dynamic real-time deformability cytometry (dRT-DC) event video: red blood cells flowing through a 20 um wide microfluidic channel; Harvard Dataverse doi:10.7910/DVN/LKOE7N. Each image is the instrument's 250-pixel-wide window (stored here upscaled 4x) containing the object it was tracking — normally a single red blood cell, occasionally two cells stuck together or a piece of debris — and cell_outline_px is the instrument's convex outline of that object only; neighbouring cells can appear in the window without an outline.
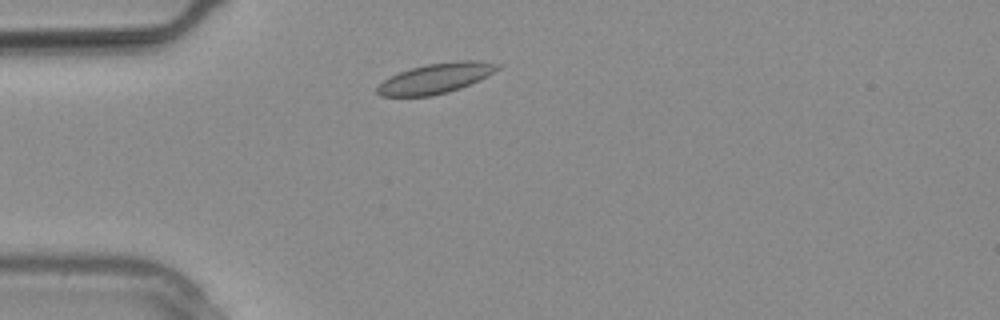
{"species": "common noctule bat (a hibernating species)", "species_latin": "Nyctalus noctula", "temperature_condition": "warm", "stored_images_in_passage": 7, "camera_frame_rate_fps": 3000, "um_per_image_px": 0.085, "animal": {"sex": "male", "body_mass_g": 20.4}, "frame": {"image": 1, "passage_image": 1, "time_ms": 0.0, "image_size_px": [1000, 320], "cell_outline_px": [[504, 64], [500, 68], [480, 80], [460, 88], [448, 92], [432, 96], [380, 96], [376, 92], [376, 88], [388, 76], [424, 64], [456, 60], [480, 60]], "centroid_in_image_um": [37.08, 6.64], "position_along_channel_um": 47.9, "area_um2": 21.39}}
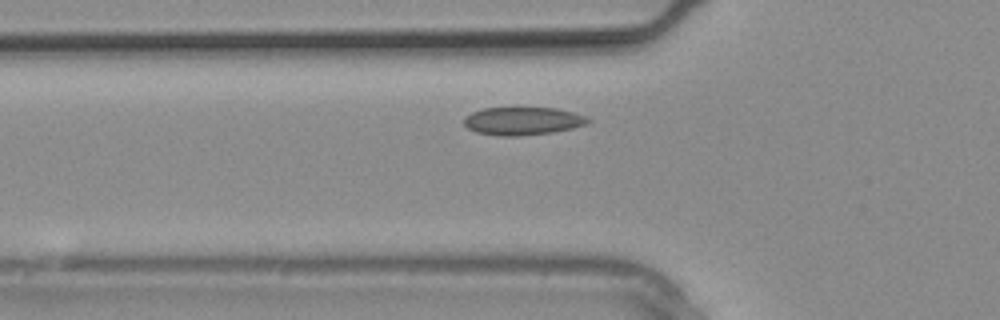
{"frame": {"image": 2, "passage_image": 3, "time_ms": 0.667, "image_size_px": [1000, 320], "cell_outline_px": [[592, 120], [584, 124], [572, 128], [552, 132], [516, 136], [500, 136], [476, 132], [468, 128], [464, 124], [464, 116], [472, 112], [484, 108], [556, 108], [572, 112], [584, 116]], "centroid_in_image_um": [44.39, 10.28], "position_along_channel_um": 81.4, "area_um2": 20.0}}